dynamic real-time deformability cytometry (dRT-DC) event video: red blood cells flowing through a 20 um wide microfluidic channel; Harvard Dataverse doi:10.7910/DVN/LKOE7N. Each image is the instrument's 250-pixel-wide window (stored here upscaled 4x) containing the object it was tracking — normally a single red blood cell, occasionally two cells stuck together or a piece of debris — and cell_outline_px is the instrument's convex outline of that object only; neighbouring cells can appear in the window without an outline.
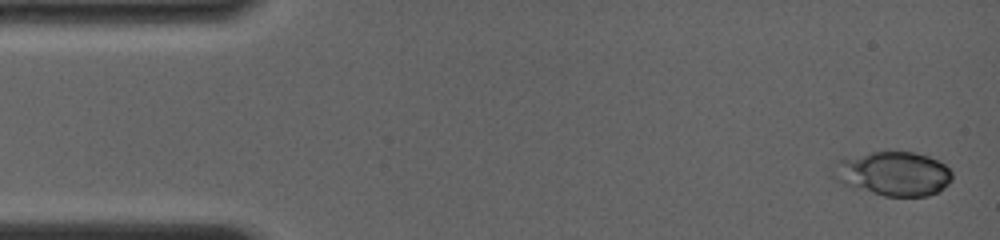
{"species": "common noctule bat (a hibernating species)", "species_latin": "Nyctalus noctula", "temperature_condition": "room temperature", "stored_images_in_passage": 46, "camera_frame_rate_fps": 4000, "um_per_image_px": 0.085, "animal": {"sex": "female", "body_mass_g": 19.0, "forearm_length_mm": 56.7}, "frame": {"image": 1, "passage_image": 1, "time_ms": 0.0, "image_size_px": [1000, 240], "cell_outline_px": [[952, 180], [944, 188], [928, 196], [884, 196], [844, 184], [828, 176], [836, 160], [872, 152], [912, 152], [928, 156], [944, 164], [952, 172]], "centroid_in_image_um": [75.89, 14.76], "position_along_channel_um": 9.1, "area_um2": 30.63}}